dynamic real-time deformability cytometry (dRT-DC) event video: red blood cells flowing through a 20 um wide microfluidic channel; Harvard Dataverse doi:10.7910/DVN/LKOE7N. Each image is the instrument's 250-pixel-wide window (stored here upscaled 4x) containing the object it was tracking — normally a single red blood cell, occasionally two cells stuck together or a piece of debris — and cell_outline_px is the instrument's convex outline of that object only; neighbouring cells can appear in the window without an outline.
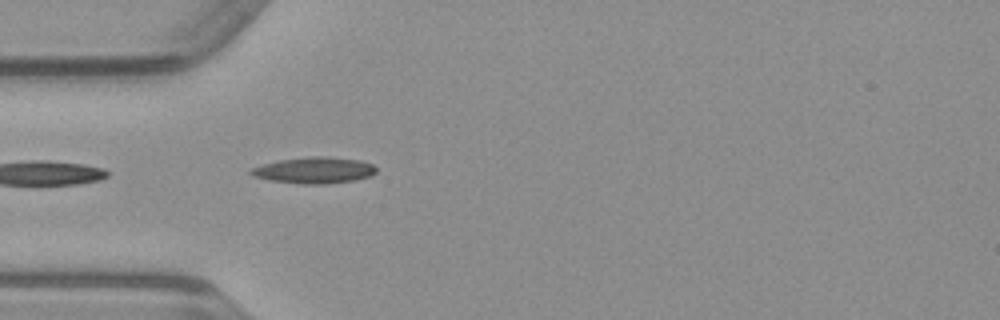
{"species": "common noctule bat (a hibernating species)", "species_latin": "Nyctalus noctula", "temperature_condition": "warm", "stored_images_in_passage": 22, "camera_frame_rate_fps": 3000, "um_per_image_px": 0.085, "animal": {"sex": "male", "body_mass_g": 23.1, "forearm_length_mm": 52.7}, "frame": {"image": 1, "passage_image": 1, "time_ms": 0.0, "image_size_px": [1000, 320], "cell_outline_px": [[376, 172], [372, 176], [352, 180], [324, 184], [300, 184], [268, 180], [252, 176], [248, 172], [252, 168], [264, 164], [280, 160], [312, 156], [324, 156], [360, 160], [372, 164], [376, 168]], "centroid_in_image_um": [26.7, 14.48], "position_along_channel_um": 58.3, "area_um2": 19.13}}
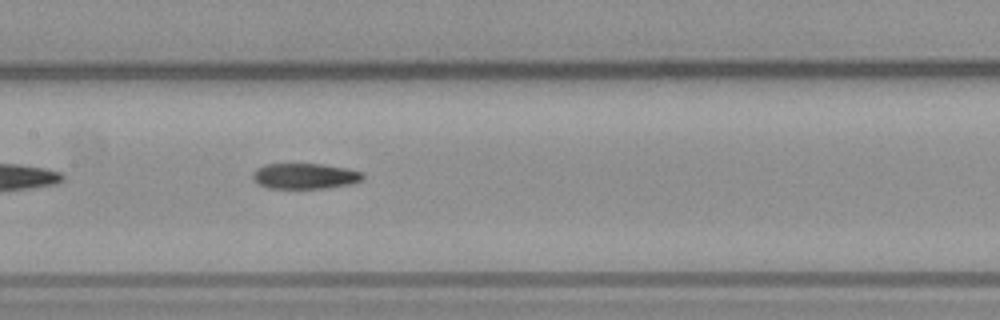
{"frame": {"image": 2, "passage_image": 10, "time_ms": 3.0, "image_size_px": [1000, 320], "cell_outline_px": [[364, 180], [352, 184], [324, 188], [268, 188], [260, 184], [252, 176], [260, 168], [268, 164], [320, 164], [348, 168], [364, 172]], "centroid_in_image_um": [26.04, 14.97], "position_along_channel_um": 181.4, "area_um2": 16.24}}
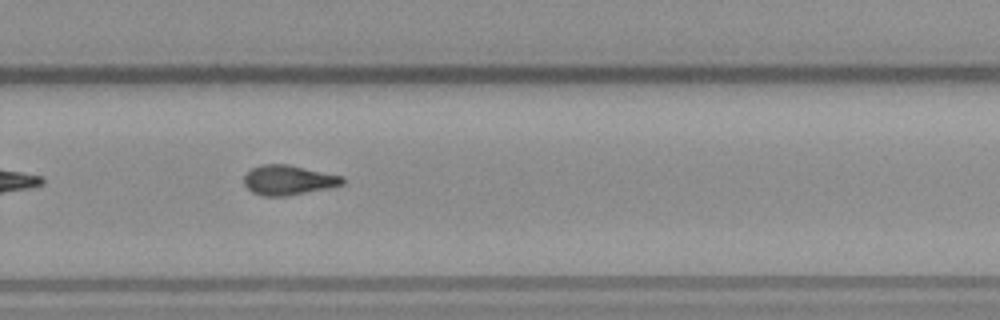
{"frame": {"image": 3, "passage_image": 19, "time_ms": 6.0, "image_size_px": [1000, 320], "cell_outline_px": [[344, 184], [332, 188], [284, 196], [264, 196], [252, 192], [244, 184], [244, 176], [252, 168], [260, 164], [288, 164], [344, 176]], "centroid_in_image_um": [24.54, 15.3], "position_along_channel_um": 305.3, "area_um2": 17.22}}